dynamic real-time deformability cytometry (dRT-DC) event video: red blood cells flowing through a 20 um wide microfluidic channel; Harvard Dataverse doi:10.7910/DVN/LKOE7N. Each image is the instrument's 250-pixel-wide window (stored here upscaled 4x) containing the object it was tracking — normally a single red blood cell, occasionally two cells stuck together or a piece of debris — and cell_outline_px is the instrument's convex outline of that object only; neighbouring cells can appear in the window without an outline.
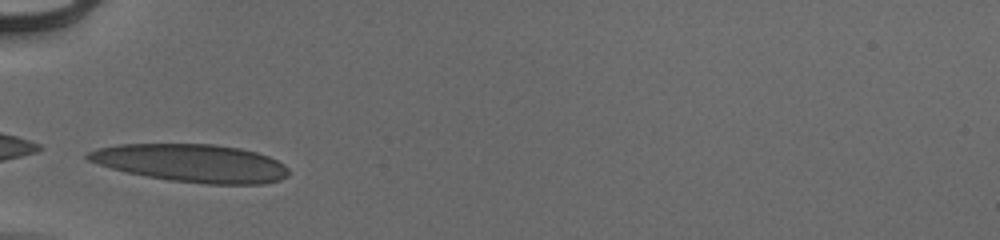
{"species": "human", "species_latin": "Homo sapiens", "temperature_condition": "cold", "stored_images_in_passage": 33, "camera_frame_rate_fps": 3000, "um_per_image_px": 0.085, "donor": {"sex": "male"}, "frame": {"image": 1, "passage_image": 1, "time_ms": 0.0, "image_size_px": [1000, 240], "cell_outline_px": [[288, 176], [280, 180], [264, 184], [204, 184], [168, 180], [128, 172], [112, 168], [88, 160], [84, 156], [88, 152], [96, 148], [120, 144], [216, 144], [240, 148], [256, 152], [268, 156], [284, 164], [288, 168]], "centroid_in_image_um": [16.31, 13.86], "position_along_channel_um": 68.7, "area_um2": 44.33}}
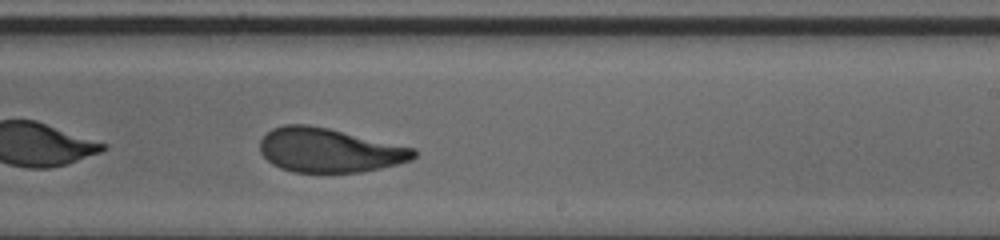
{"frame": {"image": 2, "passage_image": 16, "time_ms": 5.0, "image_size_px": [1000, 240], "cell_outline_px": [[416, 156], [412, 160], [364, 172], [292, 172], [280, 168], [272, 164], [260, 152], [260, 140], [272, 128], [284, 124], [308, 124], [328, 128], [416, 148]], "centroid_in_image_um": [27.98, 12.77], "position_along_channel_um": 261.0, "area_um2": 39.65}}
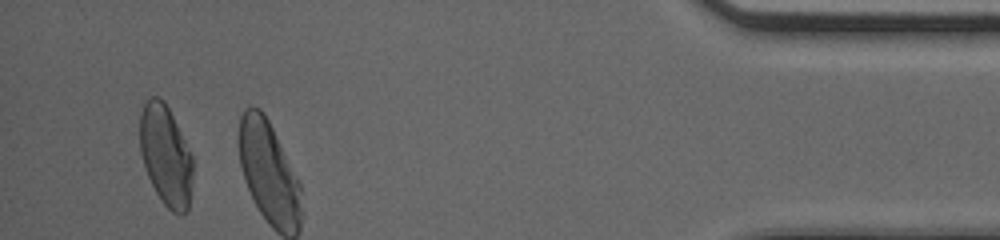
{"frame": {"image": 3, "passage_image": 31, "time_ms": 10.0, "image_size_px": [1000, 240], "cell_outline_px": [[192, 176], [188, 208], [180, 216], [172, 212], [164, 204], [156, 192], [148, 176], [140, 152], [140, 112], [144, 104], [152, 96], [160, 96], [164, 100], [192, 156]], "centroid_in_image_um": [14.07, 13.21], "position_along_channel_um": 421.1, "area_um2": 30.58}, "authors_computed_cell_mechanics": {"area_um2": 40.3444, "velocity_mm_per_s": 3.9305, "shape_relaxation_time_tau1_ms": 4.1295, "shape_relaxation_time_tau2_ms": 1.0816, "deformation_change_tau1": 0.1805, "deformation_change_tau2": 0.0765}}